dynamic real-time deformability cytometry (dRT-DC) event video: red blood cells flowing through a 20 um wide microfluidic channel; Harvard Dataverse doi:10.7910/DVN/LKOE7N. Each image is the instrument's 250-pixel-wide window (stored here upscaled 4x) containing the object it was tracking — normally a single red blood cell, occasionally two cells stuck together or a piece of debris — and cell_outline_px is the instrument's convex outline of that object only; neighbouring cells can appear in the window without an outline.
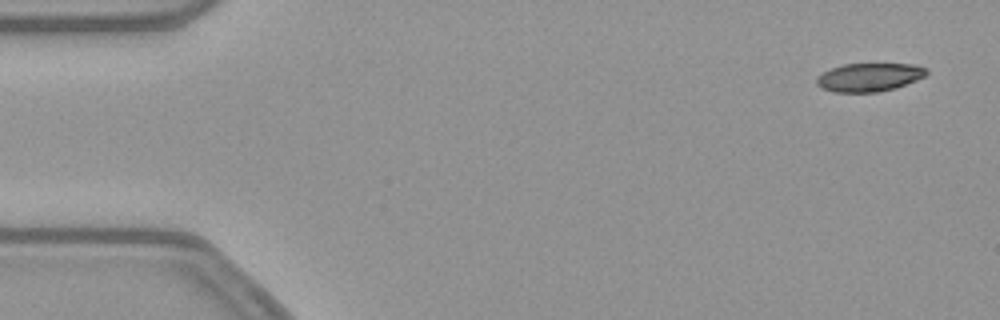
{"species": "common noctule bat (a hibernating species)", "species_latin": "Nyctalus noctula", "temperature_condition": "warm", "stored_images_in_passage": 53, "camera_frame_rate_fps": 3000, "um_per_image_px": 0.085, "animal": {"sex": "female", "body_mass_g": 21.9}, "frame": {"image": 1, "passage_image": 3, "time_ms": 0.667, "image_size_px": [1000, 320], "cell_outline_px": [[928, 76], [896, 88], [876, 92], [832, 92], [820, 88], [816, 84], [816, 76], [832, 68], [844, 64], [916, 64], [928, 68]], "centroid_in_image_um": [73.92, 6.57], "position_along_channel_um": 11.1, "area_um2": 18.44}}
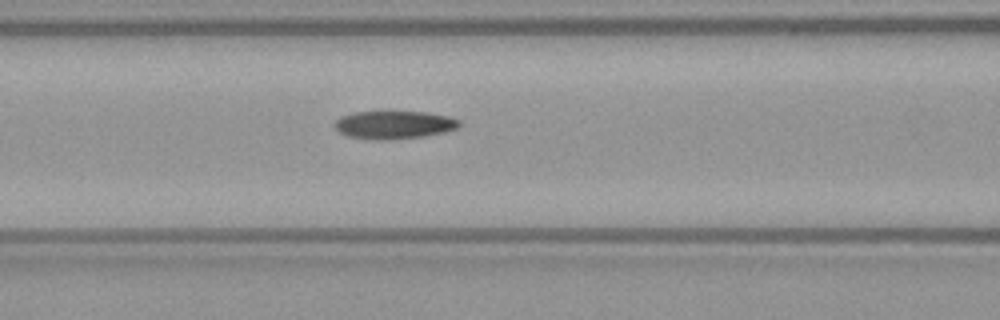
{"frame": {"image": 2, "passage_image": 22, "time_ms": 7.0, "image_size_px": [1000, 320], "cell_outline_px": [[460, 124], [456, 128], [444, 132], [424, 136], [388, 140], [376, 140], [348, 136], [340, 132], [332, 124], [340, 116], [356, 112], [384, 108], [428, 112], [448, 116], [460, 120]], "centroid_in_image_um": [33.46, 10.55], "position_along_channel_um": 133.1, "area_um2": 21.33}}
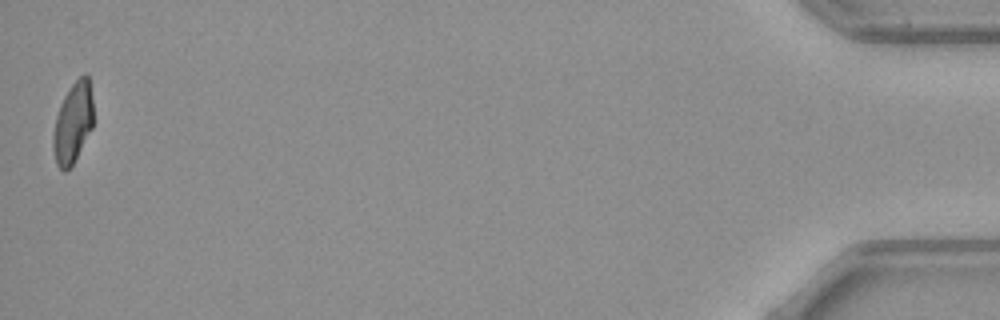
{"frame": {"image": 3, "passage_image": 53, "time_ms": 17.333, "image_size_px": [1000, 320], "cell_outline_px": [[92, 128], [72, 164], [64, 172], [56, 164], [52, 148], [52, 136], [56, 116], [60, 104], [64, 96], [72, 84], [84, 72], [88, 72], [92, 96]], "centroid_in_image_um": [6.18, 10.4], "position_along_channel_um": 429.0, "area_um2": 18.84}, "authors_computed_cell_mechanics": {"area_um2": 20.4034, "velocity_mm_per_s": 3.8597, "shape_relaxation_time_tau1_ms": null, "shape_relaxation_time_tau2_ms": 4.9215, "deformation_change_tau1": null, "deformation_change_tau2": 0.125}}